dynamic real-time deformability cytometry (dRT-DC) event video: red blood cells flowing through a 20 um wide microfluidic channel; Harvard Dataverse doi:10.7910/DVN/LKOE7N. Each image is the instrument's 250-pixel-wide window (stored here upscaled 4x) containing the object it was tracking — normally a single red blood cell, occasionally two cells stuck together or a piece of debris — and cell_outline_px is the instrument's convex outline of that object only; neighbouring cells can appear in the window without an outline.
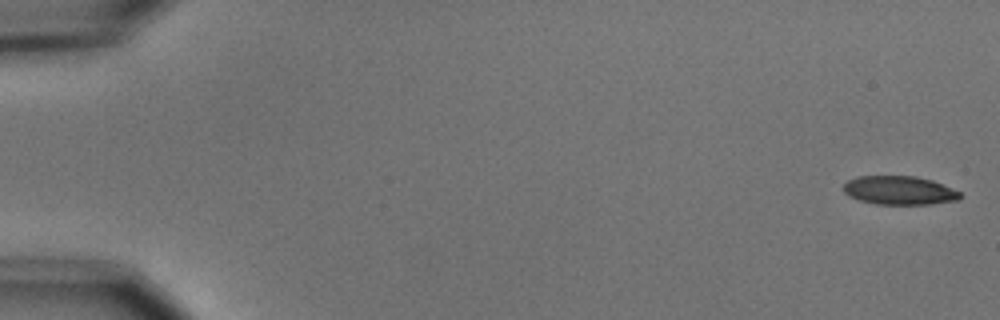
{"species": "common noctule bat (a hibernating species)", "species_latin": "Nyctalus noctula", "temperature_condition": "cold", "stored_images_in_passage": 3, "camera_frame_rate_fps": 3000, "um_per_image_px": 0.085, "animal": {"sex": "male", "body_mass_g": 15.6}, "frame": {"image": 1, "passage_image": 1, "time_ms": 0.0, "image_size_px": [1000, 320], "cell_outline_px": [[960, 200], [928, 204], [876, 204], [860, 200], [848, 196], [844, 192], [844, 184], [848, 180], [856, 176], [916, 176], [932, 180], [960, 192]], "centroid_in_image_um": [76.42, 16.18], "position_along_channel_um": 8.6, "area_um2": 19.42}}